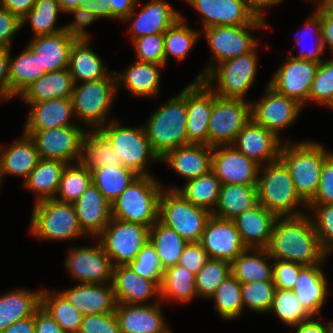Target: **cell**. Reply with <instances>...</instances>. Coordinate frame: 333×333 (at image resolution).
<instances>
[{"label":"cell","instance_id":"cell-33","mask_svg":"<svg viewBox=\"0 0 333 333\" xmlns=\"http://www.w3.org/2000/svg\"><path fill=\"white\" fill-rule=\"evenodd\" d=\"M324 265L304 266L292 290L313 317L322 316L320 313L329 292L328 279L323 271Z\"/></svg>","mask_w":333,"mask_h":333},{"label":"cell","instance_id":"cell-51","mask_svg":"<svg viewBox=\"0 0 333 333\" xmlns=\"http://www.w3.org/2000/svg\"><path fill=\"white\" fill-rule=\"evenodd\" d=\"M91 183L92 173L81 161L68 163L62 172L55 199L73 204Z\"/></svg>","mask_w":333,"mask_h":333},{"label":"cell","instance_id":"cell-61","mask_svg":"<svg viewBox=\"0 0 333 333\" xmlns=\"http://www.w3.org/2000/svg\"><path fill=\"white\" fill-rule=\"evenodd\" d=\"M303 267L296 262L273 259V282L276 289L293 290Z\"/></svg>","mask_w":333,"mask_h":333},{"label":"cell","instance_id":"cell-23","mask_svg":"<svg viewBox=\"0 0 333 333\" xmlns=\"http://www.w3.org/2000/svg\"><path fill=\"white\" fill-rule=\"evenodd\" d=\"M161 280L144 278L134 272L128 265L113 266L112 286L117 304H153L160 302ZM154 296L156 298L153 301L152 297Z\"/></svg>","mask_w":333,"mask_h":333},{"label":"cell","instance_id":"cell-17","mask_svg":"<svg viewBox=\"0 0 333 333\" xmlns=\"http://www.w3.org/2000/svg\"><path fill=\"white\" fill-rule=\"evenodd\" d=\"M284 59L267 84L305 108L319 64L289 55Z\"/></svg>","mask_w":333,"mask_h":333},{"label":"cell","instance_id":"cell-39","mask_svg":"<svg viewBox=\"0 0 333 333\" xmlns=\"http://www.w3.org/2000/svg\"><path fill=\"white\" fill-rule=\"evenodd\" d=\"M66 164L59 160L39 159L35 168L23 182V187L35 195L34 203L56 197Z\"/></svg>","mask_w":333,"mask_h":333},{"label":"cell","instance_id":"cell-1","mask_svg":"<svg viewBox=\"0 0 333 333\" xmlns=\"http://www.w3.org/2000/svg\"><path fill=\"white\" fill-rule=\"evenodd\" d=\"M267 251L273 259L304 266L325 264L328 255L321 247L308 213L296 217H278Z\"/></svg>","mask_w":333,"mask_h":333},{"label":"cell","instance_id":"cell-60","mask_svg":"<svg viewBox=\"0 0 333 333\" xmlns=\"http://www.w3.org/2000/svg\"><path fill=\"white\" fill-rule=\"evenodd\" d=\"M78 333H121V331L115 313H107L83 316Z\"/></svg>","mask_w":333,"mask_h":333},{"label":"cell","instance_id":"cell-76","mask_svg":"<svg viewBox=\"0 0 333 333\" xmlns=\"http://www.w3.org/2000/svg\"><path fill=\"white\" fill-rule=\"evenodd\" d=\"M329 14L333 15V0H316Z\"/></svg>","mask_w":333,"mask_h":333},{"label":"cell","instance_id":"cell-6","mask_svg":"<svg viewBox=\"0 0 333 333\" xmlns=\"http://www.w3.org/2000/svg\"><path fill=\"white\" fill-rule=\"evenodd\" d=\"M116 118L101 126L99 130L106 136L117 155V163L131 169L139 176L151 174L149 164L160 162L147 138L144 126H123Z\"/></svg>","mask_w":333,"mask_h":333},{"label":"cell","instance_id":"cell-49","mask_svg":"<svg viewBox=\"0 0 333 333\" xmlns=\"http://www.w3.org/2000/svg\"><path fill=\"white\" fill-rule=\"evenodd\" d=\"M41 306L66 333H78L83 315L56 289L42 288Z\"/></svg>","mask_w":333,"mask_h":333},{"label":"cell","instance_id":"cell-42","mask_svg":"<svg viewBox=\"0 0 333 333\" xmlns=\"http://www.w3.org/2000/svg\"><path fill=\"white\" fill-rule=\"evenodd\" d=\"M195 277L196 275L178 264L164 269L160 283L161 302L185 304L198 298Z\"/></svg>","mask_w":333,"mask_h":333},{"label":"cell","instance_id":"cell-65","mask_svg":"<svg viewBox=\"0 0 333 333\" xmlns=\"http://www.w3.org/2000/svg\"><path fill=\"white\" fill-rule=\"evenodd\" d=\"M21 20L10 11L0 7V47H13V40L21 30Z\"/></svg>","mask_w":333,"mask_h":333},{"label":"cell","instance_id":"cell-64","mask_svg":"<svg viewBox=\"0 0 333 333\" xmlns=\"http://www.w3.org/2000/svg\"><path fill=\"white\" fill-rule=\"evenodd\" d=\"M209 259L200 242H188L180 256L178 265L196 275Z\"/></svg>","mask_w":333,"mask_h":333},{"label":"cell","instance_id":"cell-50","mask_svg":"<svg viewBox=\"0 0 333 333\" xmlns=\"http://www.w3.org/2000/svg\"><path fill=\"white\" fill-rule=\"evenodd\" d=\"M208 300L214 301L215 311L225 321L235 320L244 314L241 283L232 274L222 281Z\"/></svg>","mask_w":333,"mask_h":333},{"label":"cell","instance_id":"cell-77","mask_svg":"<svg viewBox=\"0 0 333 333\" xmlns=\"http://www.w3.org/2000/svg\"><path fill=\"white\" fill-rule=\"evenodd\" d=\"M326 333H333V321L326 322Z\"/></svg>","mask_w":333,"mask_h":333},{"label":"cell","instance_id":"cell-79","mask_svg":"<svg viewBox=\"0 0 333 333\" xmlns=\"http://www.w3.org/2000/svg\"><path fill=\"white\" fill-rule=\"evenodd\" d=\"M82 1H85V2L90 1L91 2V1H96V0H82Z\"/></svg>","mask_w":333,"mask_h":333},{"label":"cell","instance_id":"cell-32","mask_svg":"<svg viewBox=\"0 0 333 333\" xmlns=\"http://www.w3.org/2000/svg\"><path fill=\"white\" fill-rule=\"evenodd\" d=\"M277 216L259 203L243 214L236 216L233 222L247 248H267Z\"/></svg>","mask_w":333,"mask_h":333},{"label":"cell","instance_id":"cell-59","mask_svg":"<svg viewBox=\"0 0 333 333\" xmlns=\"http://www.w3.org/2000/svg\"><path fill=\"white\" fill-rule=\"evenodd\" d=\"M128 266L138 275L147 279H162L163 268L160 265L158 255L154 246L148 241L141 251L136 255L135 260Z\"/></svg>","mask_w":333,"mask_h":333},{"label":"cell","instance_id":"cell-68","mask_svg":"<svg viewBox=\"0 0 333 333\" xmlns=\"http://www.w3.org/2000/svg\"><path fill=\"white\" fill-rule=\"evenodd\" d=\"M35 333H66L52 316L40 306L35 311Z\"/></svg>","mask_w":333,"mask_h":333},{"label":"cell","instance_id":"cell-8","mask_svg":"<svg viewBox=\"0 0 333 333\" xmlns=\"http://www.w3.org/2000/svg\"><path fill=\"white\" fill-rule=\"evenodd\" d=\"M117 94L114 71L106 78L74 84L71 100L76 120L86 129H99L114 120L109 115Z\"/></svg>","mask_w":333,"mask_h":333},{"label":"cell","instance_id":"cell-45","mask_svg":"<svg viewBox=\"0 0 333 333\" xmlns=\"http://www.w3.org/2000/svg\"><path fill=\"white\" fill-rule=\"evenodd\" d=\"M185 20L186 18L181 15V18L164 33V57L166 66L169 57H174L178 62L184 61L194 49L199 37H201L200 31L191 28Z\"/></svg>","mask_w":333,"mask_h":333},{"label":"cell","instance_id":"cell-55","mask_svg":"<svg viewBox=\"0 0 333 333\" xmlns=\"http://www.w3.org/2000/svg\"><path fill=\"white\" fill-rule=\"evenodd\" d=\"M314 35L315 43L313 44V48H306L303 47V42L306 40L307 36ZM296 41V45L300 47L298 55H289L294 59H303L312 61L315 63H320L325 58L321 57V55L325 54V50L322 45V38H321V20L320 14L314 10V12L309 15L308 18L304 22V28L300 33L295 35L294 37ZM305 43V42H304Z\"/></svg>","mask_w":333,"mask_h":333},{"label":"cell","instance_id":"cell-53","mask_svg":"<svg viewBox=\"0 0 333 333\" xmlns=\"http://www.w3.org/2000/svg\"><path fill=\"white\" fill-rule=\"evenodd\" d=\"M276 287L273 281H253L241 284L244 312L267 314L271 308ZM248 309V310H247Z\"/></svg>","mask_w":333,"mask_h":333},{"label":"cell","instance_id":"cell-7","mask_svg":"<svg viewBox=\"0 0 333 333\" xmlns=\"http://www.w3.org/2000/svg\"><path fill=\"white\" fill-rule=\"evenodd\" d=\"M269 27L265 19L258 17L249 25L212 26L200 30V35L205 37L212 56L194 80H203L217 64L252 51L260 42V38H255L252 31Z\"/></svg>","mask_w":333,"mask_h":333},{"label":"cell","instance_id":"cell-69","mask_svg":"<svg viewBox=\"0 0 333 333\" xmlns=\"http://www.w3.org/2000/svg\"><path fill=\"white\" fill-rule=\"evenodd\" d=\"M111 8V21L122 22L135 8L138 0H105Z\"/></svg>","mask_w":333,"mask_h":333},{"label":"cell","instance_id":"cell-16","mask_svg":"<svg viewBox=\"0 0 333 333\" xmlns=\"http://www.w3.org/2000/svg\"><path fill=\"white\" fill-rule=\"evenodd\" d=\"M80 124L47 130H22L36 145L39 157L74 163L81 159L83 134L87 130Z\"/></svg>","mask_w":333,"mask_h":333},{"label":"cell","instance_id":"cell-48","mask_svg":"<svg viewBox=\"0 0 333 333\" xmlns=\"http://www.w3.org/2000/svg\"><path fill=\"white\" fill-rule=\"evenodd\" d=\"M61 13L64 14L57 0H36L32 9L21 19V28L30 24L32 37L64 31V25L56 24Z\"/></svg>","mask_w":333,"mask_h":333},{"label":"cell","instance_id":"cell-78","mask_svg":"<svg viewBox=\"0 0 333 333\" xmlns=\"http://www.w3.org/2000/svg\"><path fill=\"white\" fill-rule=\"evenodd\" d=\"M3 177H2V174H1V170H0V190H1V187L3 186L2 183H3Z\"/></svg>","mask_w":333,"mask_h":333},{"label":"cell","instance_id":"cell-73","mask_svg":"<svg viewBox=\"0 0 333 333\" xmlns=\"http://www.w3.org/2000/svg\"><path fill=\"white\" fill-rule=\"evenodd\" d=\"M0 333H35V312L27 318L16 321Z\"/></svg>","mask_w":333,"mask_h":333},{"label":"cell","instance_id":"cell-27","mask_svg":"<svg viewBox=\"0 0 333 333\" xmlns=\"http://www.w3.org/2000/svg\"><path fill=\"white\" fill-rule=\"evenodd\" d=\"M165 66L134 60L125 70H114L117 92L123 87L134 97L157 99L160 93L161 71Z\"/></svg>","mask_w":333,"mask_h":333},{"label":"cell","instance_id":"cell-10","mask_svg":"<svg viewBox=\"0 0 333 333\" xmlns=\"http://www.w3.org/2000/svg\"><path fill=\"white\" fill-rule=\"evenodd\" d=\"M258 44L252 51L217 64L203 82L218 96L247 100L258 73Z\"/></svg>","mask_w":333,"mask_h":333},{"label":"cell","instance_id":"cell-43","mask_svg":"<svg viewBox=\"0 0 333 333\" xmlns=\"http://www.w3.org/2000/svg\"><path fill=\"white\" fill-rule=\"evenodd\" d=\"M181 187L169 186L164 189L175 190L184 199L195 206L207 209L211 213L214 211L219 198L220 180L210 171L198 178L188 180Z\"/></svg>","mask_w":333,"mask_h":333},{"label":"cell","instance_id":"cell-35","mask_svg":"<svg viewBox=\"0 0 333 333\" xmlns=\"http://www.w3.org/2000/svg\"><path fill=\"white\" fill-rule=\"evenodd\" d=\"M68 69L75 84L106 78L113 72L91 48V39L74 41L70 49Z\"/></svg>","mask_w":333,"mask_h":333},{"label":"cell","instance_id":"cell-70","mask_svg":"<svg viewBox=\"0 0 333 333\" xmlns=\"http://www.w3.org/2000/svg\"><path fill=\"white\" fill-rule=\"evenodd\" d=\"M35 2L36 0H0V7L21 20L32 9Z\"/></svg>","mask_w":333,"mask_h":333},{"label":"cell","instance_id":"cell-52","mask_svg":"<svg viewBox=\"0 0 333 333\" xmlns=\"http://www.w3.org/2000/svg\"><path fill=\"white\" fill-rule=\"evenodd\" d=\"M269 313L277 315L287 327L298 325L313 316L303 307L292 290L276 289Z\"/></svg>","mask_w":333,"mask_h":333},{"label":"cell","instance_id":"cell-44","mask_svg":"<svg viewBox=\"0 0 333 333\" xmlns=\"http://www.w3.org/2000/svg\"><path fill=\"white\" fill-rule=\"evenodd\" d=\"M149 241L155 248L163 270L178 264L188 243L177 232L159 220L150 227Z\"/></svg>","mask_w":333,"mask_h":333},{"label":"cell","instance_id":"cell-37","mask_svg":"<svg viewBox=\"0 0 333 333\" xmlns=\"http://www.w3.org/2000/svg\"><path fill=\"white\" fill-rule=\"evenodd\" d=\"M74 81L69 69L46 72L28 86L18 97L22 102H40L50 99L71 98Z\"/></svg>","mask_w":333,"mask_h":333},{"label":"cell","instance_id":"cell-13","mask_svg":"<svg viewBox=\"0 0 333 333\" xmlns=\"http://www.w3.org/2000/svg\"><path fill=\"white\" fill-rule=\"evenodd\" d=\"M150 228L112 218L97 239L113 266L128 265L149 241Z\"/></svg>","mask_w":333,"mask_h":333},{"label":"cell","instance_id":"cell-30","mask_svg":"<svg viewBox=\"0 0 333 333\" xmlns=\"http://www.w3.org/2000/svg\"><path fill=\"white\" fill-rule=\"evenodd\" d=\"M24 103L30 110L23 130H47L79 124L74 114L71 98Z\"/></svg>","mask_w":333,"mask_h":333},{"label":"cell","instance_id":"cell-63","mask_svg":"<svg viewBox=\"0 0 333 333\" xmlns=\"http://www.w3.org/2000/svg\"><path fill=\"white\" fill-rule=\"evenodd\" d=\"M307 204H333V152L324 160L317 193Z\"/></svg>","mask_w":333,"mask_h":333},{"label":"cell","instance_id":"cell-58","mask_svg":"<svg viewBox=\"0 0 333 333\" xmlns=\"http://www.w3.org/2000/svg\"><path fill=\"white\" fill-rule=\"evenodd\" d=\"M136 60L155 64H165L164 34L139 37L132 41Z\"/></svg>","mask_w":333,"mask_h":333},{"label":"cell","instance_id":"cell-20","mask_svg":"<svg viewBox=\"0 0 333 333\" xmlns=\"http://www.w3.org/2000/svg\"><path fill=\"white\" fill-rule=\"evenodd\" d=\"M217 95L202 81L186 86L187 144L208 145V122Z\"/></svg>","mask_w":333,"mask_h":333},{"label":"cell","instance_id":"cell-75","mask_svg":"<svg viewBox=\"0 0 333 333\" xmlns=\"http://www.w3.org/2000/svg\"><path fill=\"white\" fill-rule=\"evenodd\" d=\"M57 2L65 14L69 10L79 7V4L82 2V0H57Z\"/></svg>","mask_w":333,"mask_h":333},{"label":"cell","instance_id":"cell-67","mask_svg":"<svg viewBox=\"0 0 333 333\" xmlns=\"http://www.w3.org/2000/svg\"><path fill=\"white\" fill-rule=\"evenodd\" d=\"M11 101L9 48L0 47V102Z\"/></svg>","mask_w":333,"mask_h":333},{"label":"cell","instance_id":"cell-40","mask_svg":"<svg viewBox=\"0 0 333 333\" xmlns=\"http://www.w3.org/2000/svg\"><path fill=\"white\" fill-rule=\"evenodd\" d=\"M258 204L257 185L224 184L212 215L233 220Z\"/></svg>","mask_w":333,"mask_h":333},{"label":"cell","instance_id":"cell-34","mask_svg":"<svg viewBox=\"0 0 333 333\" xmlns=\"http://www.w3.org/2000/svg\"><path fill=\"white\" fill-rule=\"evenodd\" d=\"M75 40L64 30L35 36L27 46L39 57L41 67L52 72L68 68L70 49Z\"/></svg>","mask_w":333,"mask_h":333},{"label":"cell","instance_id":"cell-46","mask_svg":"<svg viewBox=\"0 0 333 333\" xmlns=\"http://www.w3.org/2000/svg\"><path fill=\"white\" fill-rule=\"evenodd\" d=\"M80 161L90 170L99 167L118 166L117 155L111 143L99 129H87L83 134Z\"/></svg>","mask_w":333,"mask_h":333},{"label":"cell","instance_id":"cell-54","mask_svg":"<svg viewBox=\"0 0 333 333\" xmlns=\"http://www.w3.org/2000/svg\"><path fill=\"white\" fill-rule=\"evenodd\" d=\"M230 274L231 263L224 260L209 259L195 277L198 297L208 300Z\"/></svg>","mask_w":333,"mask_h":333},{"label":"cell","instance_id":"cell-22","mask_svg":"<svg viewBox=\"0 0 333 333\" xmlns=\"http://www.w3.org/2000/svg\"><path fill=\"white\" fill-rule=\"evenodd\" d=\"M200 243L210 259L231 263L247 249L233 220L211 216L205 226Z\"/></svg>","mask_w":333,"mask_h":333},{"label":"cell","instance_id":"cell-24","mask_svg":"<svg viewBox=\"0 0 333 333\" xmlns=\"http://www.w3.org/2000/svg\"><path fill=\"white\" fill-rule=\"evenodd\" d=\"M161 303L117 304L115 315L121 333H172Z\"/></svg>","mask_w":333,"mask_h":333},{"label":"cell","instance_id":"cell-28","mask_svg":"<svg viewBox=\"0 0 333 333\" xmlns=\"http://www.w3.org/2000/svg\"><path fill=\"white\" fill-rule=\"evenodd\" d=\"M73 206L78 224L87 238H97L112 219L111 204L93 183Z\"/></svg>","mask_w":333,"mask_h":333},{"label":"cell","instance_id":"cell-36","mask_svg":"<svg viewBox=\"0 0 333 333\" xmlns=\"http://www.w3.org/2000/svg\"><path fill=\"white\" fill-rule=\"evenodd\" d=\"M41 291L18 288L0 295V332L27 318L41 306Z\"/></svg>","mask_w":333,"mask_h":333},{"label":"cell","instance_id":"cell-66","mask_svg":"<svg viewBox=\"0 0 333 333\" xmlns=\"http://www.w3.org/2000/svg\"><path fill=\"white\" fill-rule=\"evenodd\" d=\"M317 5L316 11L320 14L321 38L324 50L328 47L333 55V15L329 14L316 0H307Z\"/></svg>","mask_w":333,"mask_h":333},{"label":"cell","instance_id":"cell-26","mask_svg":"<svg viewBox=\"0 0 333 333\" xmlns=\"http://www.w3.org/2000/svg\"><path fill=\"white\" fill-rule=\"evenodd\" d=\"M83 316L115 313L117 301L112 283H77L68 289L58 290Z\"/></svg>","mask_w":333,"mask_h":333},{"label":"cell","instance_id":"cell-72","mask_svg":"<svg viewBox=\"0 0 333 333\" xmlns=\"http://www.w3.org/2000/svg\"><path fill=\"white\" fill-rule=\"evenodd\" d=\"M317 318L318 319L312 317L311 319L290 328L294 329L295 333H326V321L322 319L323 316H319Z\"/></svg>","mask_w":333,"mask_h":333},{"label":"cell","instance_id":"cell-25","mask_svg":"<svg viewBox=\"0 0 333 333\" xmlns=\"http://www.w3.org/2000/svg\"><path fill=\"white\" fill-rule=\"evenodd\" d=\"M282 141L252 118L244 125L232 144L260 166L279 159Z\"/></svg>","mask_w":333,"mask_h":333},{"label":"cell","instance_id":"cell-62","mask_svg":"<svg viewBox=\"0 0 333 333\" xmlns=\"http://www.w3.org/2000/svg\"><path fill=\"white\" fill-rule=\"evenodd\" d=\"M67 14H73L74 16V21L72 20L71 22L65 24V31L73 38L76 40L80 39H91V33L87 31V27L89 25H93L98 18L88 11L87 9L84 8H73L69 10Z\"/></svg>","mask_w":333,"mask_h":333},{"label":"cell","instance_id":"cell-2","mask_svg":"<svg viewBox=\"0 0 333 333\" xmlns=\"http://www.w3.org/2000/svg\"><path fill=\"white\" fill-rule=\"evenodd\" d=\"M257 197L258 203L277 217L308 213L307 203L297 193L290 172L280 159L260 166Z\"/></svg>","mask_w":333,"mask_h":333},{"label":"cell","instance_id":"cell-15","mask_svg":"<svg viewBox=\"0 0 333 333\" xmlns=\"http://www.w3.org/2000/svg\"><path fill=\"white\" fill-rule=\"evenodd\" d=\"M265 86L264 95L251 101V118L283 143L291 142L287 138L284 140L280 133L297 121L304 107L294 99L276 92L268 84Z\"/></svg>","mask_w":333,"mask_h":333},{"label":"cell","instance_id":"cell-31","mask_svg":"<svg viewBox=\"0 0 333 333\" xmlns=\"http://www.w3.org/2000/svg\"><path fill=\"white\" fill-rule=\"evenodd\" d=\"M39 153L32 138L22 131L19 138L8 144H0V170L4 177H20L23 182L39 161Z\"/></svg>","mask_w":333,"mask_h":333},{"label":"cell","instance_id":"cell-14","mask_svg":"<svg viewBox=\"0 0 333 333\" xmlns=\"http://www.w3.org/2000/svg\"><path fill=\"white\" fill-rule=\"evenodd\" d=\"M251 119V101L216 97L208 122V145H232Z\"/></svg>","mask_w":333,"mask_h":333},{"label":"cell","instance_id":"cell-4","mask_svg":"<svg viewBox=\"0 0 333 333\" xmlns=\"http://www.w3.org/2000/svg\"><path fill=\"white\" fill-rule=\"evenodd\" d=\"M156 108L143 126L153 151L161 159L167 152L187 145L186 87Z\"/></svg>","mask_w":333,"mask_h":333},{"label":"cell","instance_id":"cell-11","mask_svg":"<svg viewBox=\"0 0 333 333\" xmlns=\"http://www.w3.org/2000/svg\"><path fill=\"white\" fill-rule=\"evenodd\" d=\"M211 216L210 211L195 206L175 190L164 189L160 195L158 220L188 242H200Z\"/></svg>","mask_w":333,"mask_h":333},{"label":"cell","instance_id":"cell-21","mask_svg":"<svg viewBox=\"0 0 333 333\" xmlns=\"http://www.w3.org/2000/svg\"><path fill=\"white\" fill-rule=\"evenodd\" d=\"M200 14V30L212 26H242L258 17L246 0H183Z\"/></svg>","mask_w":333,"mask_h":333},{"label":"cell","instance_id":"cell-47","mask_svg":"<svg viewBox=\"0 0 333 333\" xmlns=\"http://www.w3.org/2000/svg\"><path fill=\"white\" fill-rule=\"evenodd\" d=\"M92 183L111 204L139 175L122 165L96 168L91 171Z\"/></svg>","mask_w":333,"mask_h":333},{"label":"cell","instance_id":"cell-3","mask_svg":"<svg viewBox=\"0 0 333 333\" xmlns=\"http://www.w3.org/2000/svg\"><path fill=\"white\" fill-rule=\"evenodd\" d=\"M333 151L312 140L284 142L279 159L288 168L299 196L308 203L317 193L324 160Z\"/></svg>","mask_w":333,"mask_h":333},{"label":"cell","instance_id":"cell-9","mask_svg":"<svg viewBox=\"0 0 333 333\" xmlns=\"http://www.w3.org/2000/svg\"><path fill=\"white\" fill-rule=\"evenodd\" d=\"M29 233L37 240L67 242L87 237L81 230L72 203L46 199L34 203Z\"/></svg>","mask_w":333,"mask_h":333},{"label":"cell","instance_id":"cell-18","mask_svg":"<svg viewBox=\"0 0 333 333\" xmlns=\"http://www.w3.org/2000/svg\"><path fill=\"white\" fill-rule=\"evenodd\" d=\"M260 165L233 145L212 147L211 171L224 184L257 185Z\"/></svg>","mask_w":333,"mask_h":333},{"label":"cell","instance_id":"cell-5","mask_svg":"<svg viewBox=\"0 0 333 333\" xmlns=\"http://www.w3.org/2000/svg\"><path fill=\"white\" fill-rule=\"evenodd\" d=\"M162 184L154 175L138 176L111 203L112 218L150 228L158 220Z\"/></svg>","mask_w":333,"mask_h":333},{"label":"cell","instance_id":"cell-74","mask_svg":"<svg viewBox=\"0 0 333 333\" xmlns=\"http://www.w3.org/2000/svg\"><path fill=\"white\" fill-rule=\"evenodd\" d=\"M249 8L262 19H265V11L280 5L284 0H246Z\"/></svg>","mask_w":333,"mask_h":333},{"label":"cell","instance_id":"cell-38","mask_svg":"<svg viewBox=\"0 0 333 333\" xmlns=\"http://www.w3.org/2000/svg\"><path fill=\"white\" fill-rule=\"evenodd\" d=\"M231 274L241 284L273 281V258L266 248H247L231 262Z\"/></svg>","mask_w":333,"mask_h":333},{"label":"cell","instance_id":"cell-19","mask_svg":"<svg viewBox=\"0 0 333 333\" xmlns=\"http://www.w3.org/2000/svg\"><path fill=\"white\" fill-rule=\"evenodd\" d=\"M140 1H137L133 11L122 21L131 23L127 29V32L131 33V42L146 35L164 34L181 18L182 13L166 0H150L137 9ZM136 9L139 10L137 13Z\"/></svg>","mask_w":333,"mask_h":333},{"label":"cell","instance_id":"cell-12","mask_svg":"<svg viewBox=\"0 0 333 333\" xmlns=\"http://www.w3.org/2000/svg\"><path fill=\"white\" fill-rule=\"evenodd\" d=\"M95 245L70 246L64 260L65 271L75 283H112L113 264L97 238Z\"/></svg>","mask_w":333,"mask_h":333},{"label":"cell","instance_id":"cell-41","mask_svg":"<svg viewBox=\"0 0 333 333\" xmlns=\"http://www.w3.org/2000/svg\"><path fill=\"white\" fill-rule=\"evenodd\" d=\"M12 49H9V81L13 100L46 71L41 67L39 57L27 45L15 57L12 55Z\"/></svg>","mask_w":333,"mask_h":333},{"label":"cell","instance_id":"cell-56","mask_svg":"<svg viewBox=\"0 0 333 333\" xmlns=\"http://www.w3.org/2000/svg\"><path fill=\"white\" fill-rule=\"evenodd\" d=\"M310 101L329 108L333 105V58L324 59L319 63L308 103H311Z\"/></svg>","mask_w":333,"mask_h":333},{"label":"cell","instance_id":"cell-57","mask_svg":"<svg viewBox=\"0 0 333 333\" xmlns=\"http://www.w3.org/2000/svg\"><path fill=\"white\" fill-rule=\"evenodd\" d=\"M322 249L333 251V204H307Z\"/></svg>","mask_w":333,"mask_h":333},{"label":"cell","instance_id":"cell-29","mask_svg":"<svg viewBox=\"0 0 333 333\" xmlns=\"http://www.w3.org/2000/svg\"><path fill=\"white\" fill-rule=\"evenodd\" d=\"M160 162H164L186 182L211 171L212 147L190 143L167 152Z\"/></svg>","mask_w":333,"mask_h":333},{"label":"cell","instance_id":"cell-71","mask_svg":"<svg viewBox=\"0 0 333 333\" xmlns=\"http://www.w3.org/2000/svg\"><path fill=\"white\" fill-rule=\"evenodd\" d=\"M80 8L87 9L93 13L98 19H109L111 20V8L107 1L96 0V1H82L79 4Z\"/></svg>","mask_w":333,"mask_h":333}]
</instances>
